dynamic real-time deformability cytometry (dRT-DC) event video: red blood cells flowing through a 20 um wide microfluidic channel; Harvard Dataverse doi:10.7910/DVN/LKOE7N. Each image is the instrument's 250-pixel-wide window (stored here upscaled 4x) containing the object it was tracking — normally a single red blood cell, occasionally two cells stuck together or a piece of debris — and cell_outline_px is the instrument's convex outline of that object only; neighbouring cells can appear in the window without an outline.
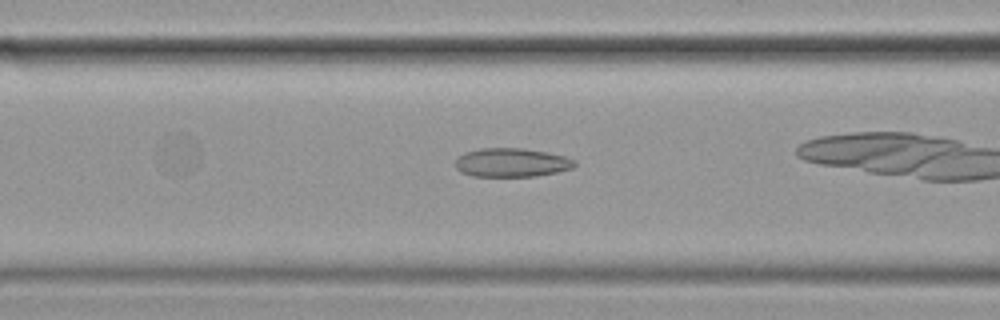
{"species": "common noctule bat (a hibernating species)", "species_latin": "Nyctalus noctula", "temperature_condition": "cold", "stored_images_in_passage": 39, "camera_frame_rate_fps": 3000, "um_per_image_px": 0.085, "animal": {"sex": "female", "body_mass_g": 19.9}, "frame": {"image": 1, "passage_image": 17, "time_ms": 5.333, "image_size_px": [1000, 320], "cell_outline_px": [[576, 164], [572, 168], [556, 172], [536, 176], [472, 176], [460, 172], [456, 168], [456, 156], [464, 152], [480, 148], [524, 148], [548, 152], [564, 156], [576, 160]], "centroid_in_image_um": [43.46, 13.81], "position_along_channel_um": 123.1, "area_um2": 20.17}}